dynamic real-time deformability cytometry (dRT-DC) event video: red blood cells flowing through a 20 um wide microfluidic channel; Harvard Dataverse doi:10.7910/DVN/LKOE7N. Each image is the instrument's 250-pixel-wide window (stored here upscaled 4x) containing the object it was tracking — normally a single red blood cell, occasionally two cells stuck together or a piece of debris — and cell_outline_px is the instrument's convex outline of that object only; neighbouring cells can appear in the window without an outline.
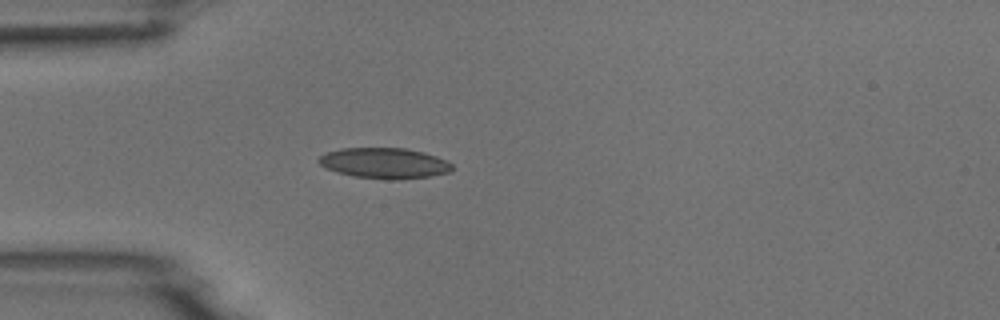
{"species": "common noctule bat (a hibernating species)", "species_latin": "Nyctalus noctula", "temperature_condition": "room temperature", "stored_images_in_passage": 4, "camera_frame_rate_fps": 3000, "um_per_image_px": 0.085, "animal": {"sex": "male", "body_mass_g": 18.8}, "frame": {"image": 1, "passage_image": 4, "time_ms": 3.667, "image_size_px": [1000, 320], "cell_outline_px": [[452, 172], [428, 176], [396, 180], [388, 180], [352, 176], [336, 172], [324, 168], [316, 160], [320, 156], [328, 152], [340, 148], [404, 148], [424, 152], [436, 156], [452, 164]], "centroid_in_image_um": [32.64, 13.87], "position_along_channel_um": 52.4, "area_um2": 23.93}}